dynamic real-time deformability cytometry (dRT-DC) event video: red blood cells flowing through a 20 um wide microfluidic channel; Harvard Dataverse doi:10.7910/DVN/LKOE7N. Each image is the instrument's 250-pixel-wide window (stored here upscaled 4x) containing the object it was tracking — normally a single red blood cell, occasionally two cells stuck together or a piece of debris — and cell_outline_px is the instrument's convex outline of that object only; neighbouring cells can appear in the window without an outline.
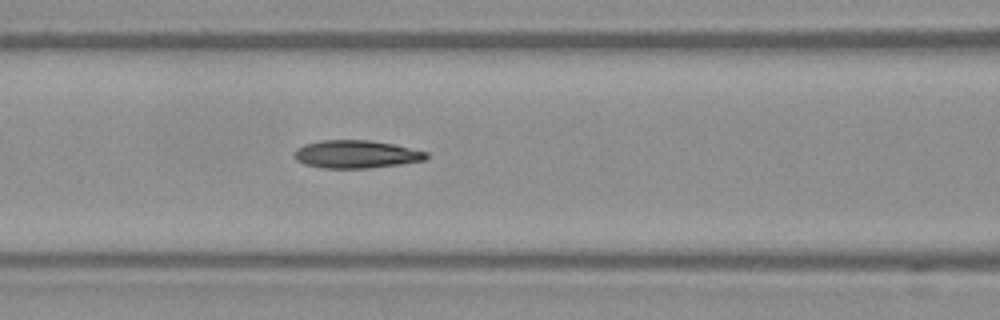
{"species": "Egyptian fruit bat (a non-hibernating species)", "species_latin": "Rousettus aegyptiacus", "temperature_condition": "warm", "stored_images_in_passage": 7, "camera_frame_rate_fps": 3000, "um_per_image_px": 0.085, "frame": {"image": 1, "passage_image": 7, "time_ms": 2.0, "image_size_px": [1000, 320], "cell_outline_px": [[428, 156], [424, 160], [400, 164], [368, 168], [320, 168], [304, 164], [296, 160], [292, 156], [292, 152], [296, 148], [304, 144], [320, 140], [368, 140], [392, 144], [428, 152]], "centroid_in_image_um": [30.19, 13.11], "position_along_channel_um": 136.4, "area_um2": 21.56}}